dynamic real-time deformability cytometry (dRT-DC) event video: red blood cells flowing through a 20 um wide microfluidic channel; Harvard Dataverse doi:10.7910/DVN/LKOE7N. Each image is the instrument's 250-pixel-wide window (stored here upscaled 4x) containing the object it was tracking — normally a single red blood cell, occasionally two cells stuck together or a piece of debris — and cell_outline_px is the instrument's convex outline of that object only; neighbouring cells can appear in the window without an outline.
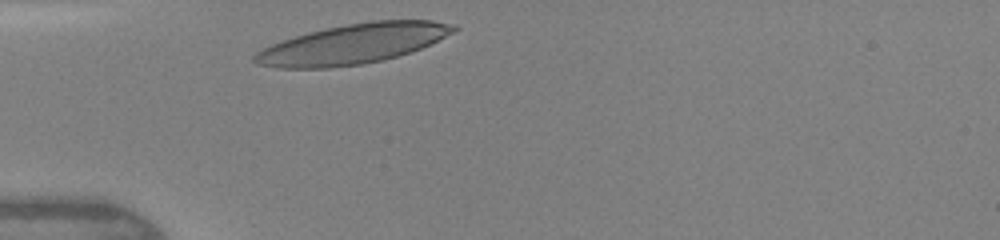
{"species": "human", "species_latin": "Homo sapiens", "temperature_condition": "warm", "stored_images_in_passage": 5, "camera_frame_rate_fps": 3000, "um_per_image_px": 0.085, "donor": {"sex": "female"}, "frame": {"image": 1, "passage_image": 1, "time_ms": 0.0, "image_size_px": [1000, 240], "cell_outline_px": [[460, 28], [456, 32], [412, 52], [384, 60], [360, 64], [328, 68], [276, 68], [256, 64], [252, 60], [252, 56], [256, 52], [272, 44], [308, 32], [348, 24], [372, 20], [432, 20], [456, 24]], "centroid_in_image_um": [30.05, 3.73], "position_along_channel_um": 55.0, "area_um2": 46.3}}
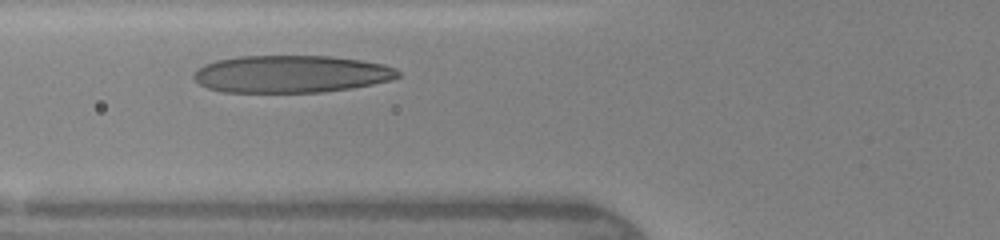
{"frame": {"image": 2, "passage_image": 4, "time_ms": 1.333, "image_size_px": [1000, 240], "cell_outline_px": [[400, 76], [388, 80], [372, 84], [352, 88], [320, 92], [220, 92], [208, 88], [200, 84], [192, 76], [204, 64], [216, 60], [240, 56], [332, 56], [360, 60], [384, 64], [396, 68], [400, 72]], "centroid_in_image_um": [24.75, 6.29], "position_along_channel_um": 101.1, "area_um2": 44.39}}